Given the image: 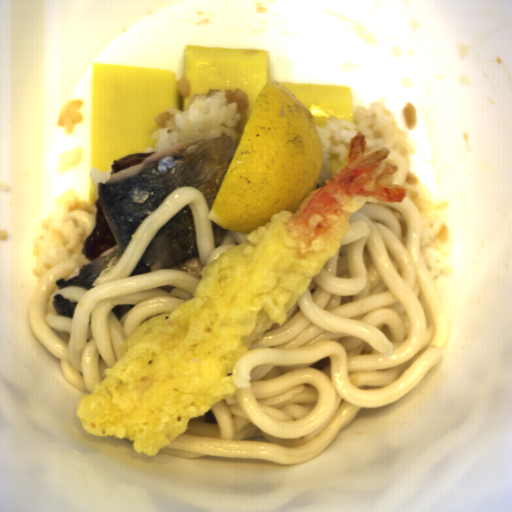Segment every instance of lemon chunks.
I'll return each mask as SVG.
<instances>
[{
	"instance_id": "lemon-chunks-1",
	"label": "lemon chunks",
	"mask_w": 512,
	"mask_h": 512,
	"mask_svg": "<svg viewBox=\"0 0 512 512\" xmlns=\"http://www.w3.org/2000/svg\"><path fill=\"white\" fill-rule=\"evenodd\" d=\"M324 149L315 116L288 89L268 81L258 93L207 219L248 234L274 213H296L318 189Z\"/></svg>"
}]
</instances>
